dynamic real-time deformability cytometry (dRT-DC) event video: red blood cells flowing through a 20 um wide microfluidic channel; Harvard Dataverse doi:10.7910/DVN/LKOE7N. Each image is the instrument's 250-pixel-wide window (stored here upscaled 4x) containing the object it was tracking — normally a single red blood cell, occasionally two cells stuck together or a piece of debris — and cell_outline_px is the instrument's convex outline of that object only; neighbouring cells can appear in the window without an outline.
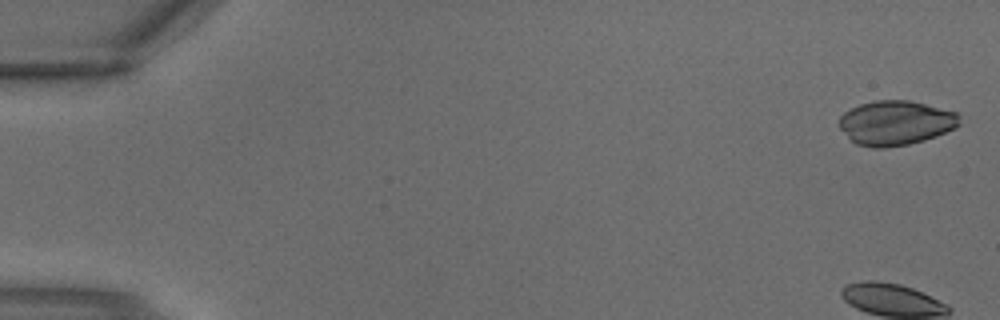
{"species": "common noctule bat (a hibernating species)", "species_latin": "Nyctalus noctula", "temperature_condition": "warm", "stored_images_in_passage": 3, "camera_frame_rate_fps": 3000, "um_per_image_px": 0.085, "animal": {"sex": "male", "body_mass_g": 18.8}, "frame": {"image": 1, "passage_image": 1, "time_ms": 0.0, "image_size_px": [1000, 320], "cell_outline_px": [[960, 124], [936, 136], [924, 140], [908, 144], [884, 148], [872, 148], [856, 144], [840, 128], [840, 116], [844, 112], [860, 104], [876, 100], [908, 100], [956, 112], [960, 116]], "centroid_in_image_um": [76.12, 10.44], "position_along_channel_um": 8.9, "area_um2": 30.92}}